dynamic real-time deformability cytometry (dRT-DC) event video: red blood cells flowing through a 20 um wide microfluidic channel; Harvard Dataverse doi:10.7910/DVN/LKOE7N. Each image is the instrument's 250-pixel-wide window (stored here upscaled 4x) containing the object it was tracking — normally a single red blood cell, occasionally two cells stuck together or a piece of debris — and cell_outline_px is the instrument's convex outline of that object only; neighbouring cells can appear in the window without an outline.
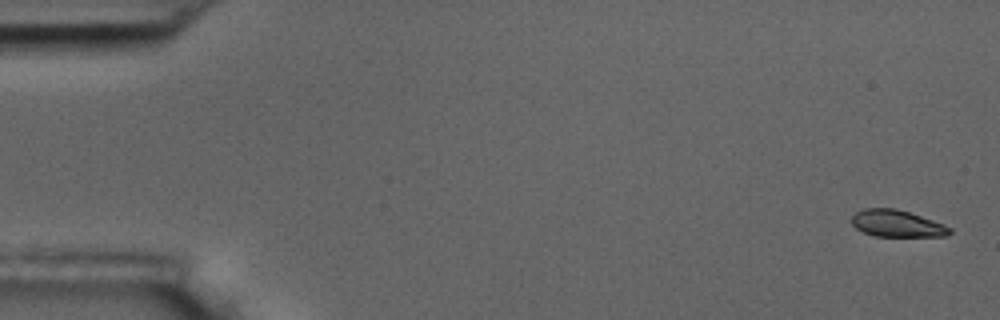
{"species": "common noctule bat (a hibernating species)", "species_latin": "Nyctalus noctula", "temperature_condition": "room temperature", "stored_images_in_passage": 58, "segment_of_instrument_passage": [1, 2], "camera_frame_rate_fps": 3000, "um_per_image_px": 0.085, "animal": {"sex": "male", "body_mass_g": 17.5, "forearm_length_mm": 52.3}, "frame": {"image": 1, "passage_image": 1, "time_ms": 0.0, "image_size_px": [1000, 320], "cell_outline_px": [[952, 232], [948, 236], [876, 236], [864, 232], [856, 228], [852, 224], [852, 216], [856, 212], [864, 208], [896, 208], [944, 224], [952, 228]], "centroid_in_image_um": [76.25, 19.0], "position_along_channel_um": 8.7, "area_um2": 15.26}}
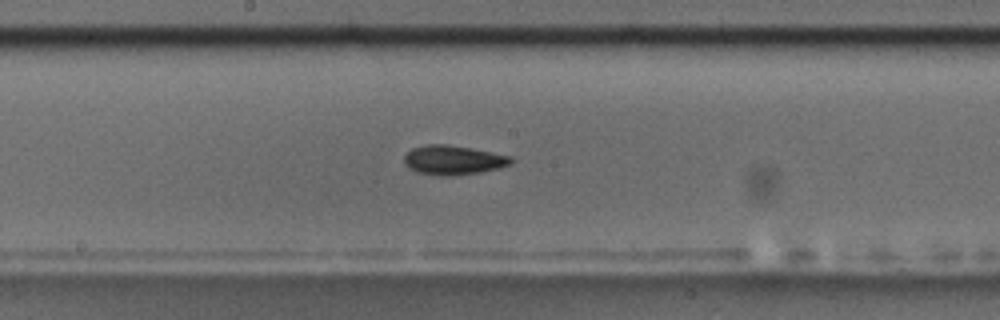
{"frame": {"image": 2, "passage_image": 30, "time_ms": 9.667, "image_size_px": [1000, 320], "cell_outline_px": [[512, 164], [500, 168], [480, 172], [448, 176], [444, 176], [416, 172], [408, 168], [404, 164], [404, 156], [412, 148], [428, 144], [448, 144], [512, 156]], "centroid_in_image_um": [38.51, 13.61], "position_along_channel_um": 209.7, "area_um2": 18.26}}
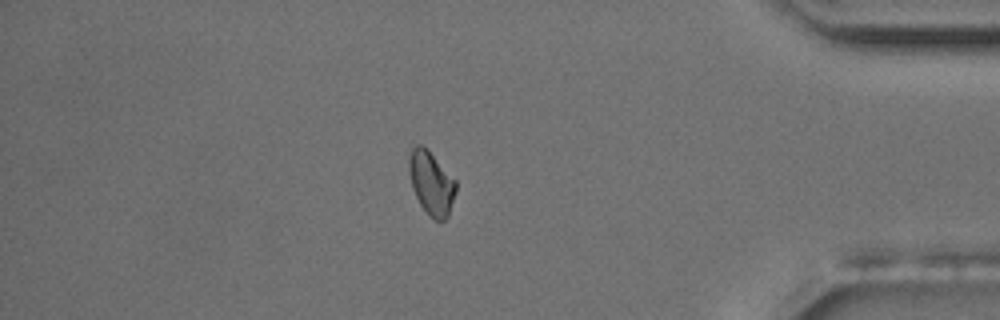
{"frame": {"image": 3, "passage_image": 49, "time_ms": 16.0, "image_size_px": [1000, 320], "cell_outline_px": [[456, 192], [448, 216], [444, 220], [436, 220], [428, 216], [420, 204], [412, 188], [408, 172], [408, 160], [412, 148], [416, 144], [420, 144], [428, 148], [456, 180]], "centroid_in_image_um": [36.65, 15.53], "position_along_channel_um": 398.5, "area_um2": 17.63}}